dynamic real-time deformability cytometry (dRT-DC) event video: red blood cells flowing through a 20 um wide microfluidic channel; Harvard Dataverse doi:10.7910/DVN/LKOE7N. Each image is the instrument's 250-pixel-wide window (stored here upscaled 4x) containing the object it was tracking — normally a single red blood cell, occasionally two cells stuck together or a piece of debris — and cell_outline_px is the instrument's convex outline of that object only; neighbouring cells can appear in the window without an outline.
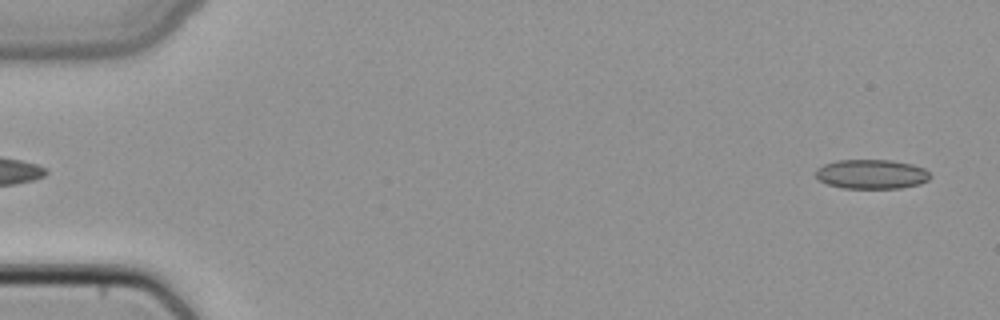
{"species": "common noctule bat (a hibernating species)", "species_latin": "Nyctalus noctula", "temperature_condition": "cold", "stored_images_in_passage": 4, "camera_frame_rate_fps": 3000, "um_per_image_px": 0.085, "animal": {"sex": "female", "body_mass_g": 22.7, "forearm_length_mm": 54.2}, "frame": {"image": 1, "passage_image": 4, "time_ms": 1.0, "image_size_px": [1000, 320], "cell_outline_px": [[932, 176], [928, 180], [920, 184], [900, 188], [844, 188], [828, 184], [820, 180], [816, 176], [816, 168], [824, 164], [836, 160], [888, 160], [912, 164], [924, 168]], "centroid_in_image_um": [74.09, 14.8], "position_along_channel_um": 10.9, "area_um2": 19.59}}